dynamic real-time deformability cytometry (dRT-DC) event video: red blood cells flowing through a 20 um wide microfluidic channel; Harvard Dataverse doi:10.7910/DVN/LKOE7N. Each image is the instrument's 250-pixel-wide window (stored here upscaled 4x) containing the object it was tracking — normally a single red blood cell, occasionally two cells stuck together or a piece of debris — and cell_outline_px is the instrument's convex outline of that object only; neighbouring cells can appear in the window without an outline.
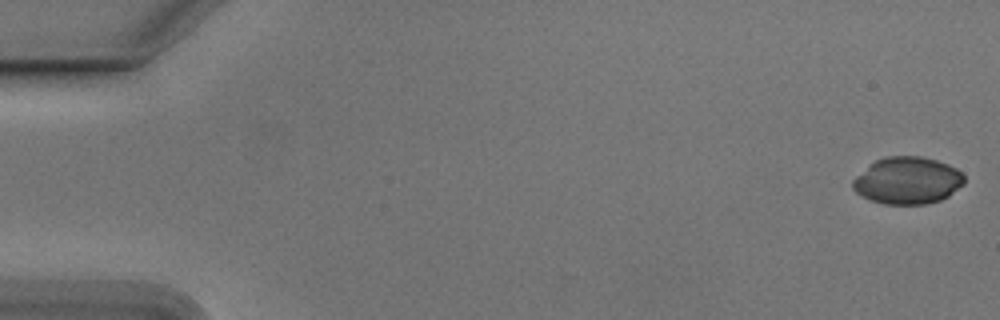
{"species": "Egyptian fruit bat (a non-hibernating species)", "species_latin": "Rousettus aegyptiacus", "temperature_condition": "cold", "stored_images_in_passage": 11, "camera_frame_rate_fps": 3000, "um_per_image_px": 0.085, "animal": {"sex": "male"}, "frame": {"image": 1, "passage_image": 1, "time_ms": 0.0, "image_size_px": [1000, 320], "cell_outline_px": [[964, 184], [948, 196], [940, 200], [924, 204], [884, 204], [868, 200], [860, 196], [852, 188], [852, 180], [868, 164], [884, 156], [920, 156], [936, 160], [948, 164], [956, 168], [964, 176]], "centroid_in_image_um": [77.1, 15.34], "position_along_channel_um": 7.9, "area_um2": 30.81}}